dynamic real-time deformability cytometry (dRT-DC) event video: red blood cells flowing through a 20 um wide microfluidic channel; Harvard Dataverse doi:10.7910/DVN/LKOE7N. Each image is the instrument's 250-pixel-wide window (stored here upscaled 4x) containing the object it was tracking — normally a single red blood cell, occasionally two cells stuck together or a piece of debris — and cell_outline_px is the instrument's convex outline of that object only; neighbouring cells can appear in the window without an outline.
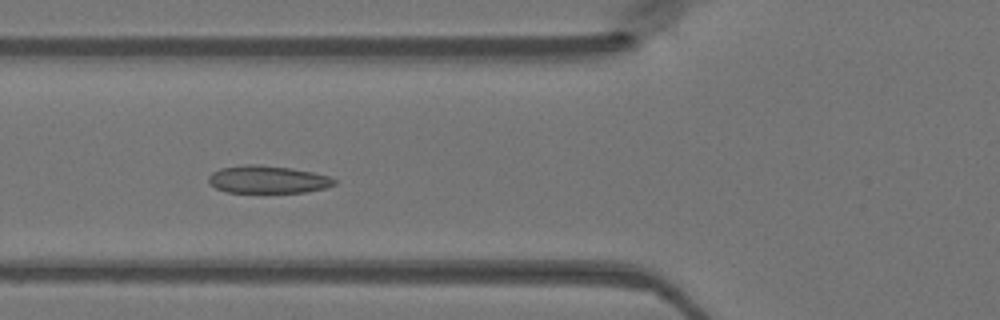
{"species": "Egyptian fruit bat (a non-hibernating species)", "species_latin": "Rousettus aegyptiacus", "temperature_condition": "warm", "stored_images_in_passage": 48, "camera_frame_rate_fps": 3000, "um_per_image_px": 0.085, "animal": {"sex": "female"}, "frame": {"image": 1, "passage_image": 18, "time_ms": 5.667, "image_size_px": [1000, 320], "cell_outline_px": [[336, 184], [324, 188], [304, 192], [228, 192], [216, 188], [208, 180], [208, 176], [212, 172], [220, 168], [244, 164], [260, 164], [292, 168], [312, 172], [328, 176], [336, 180]], "centroid_in_image_um": [22.74, 15.24], "position_along_channel_um": 103.1, "area_um2": 20.17}}
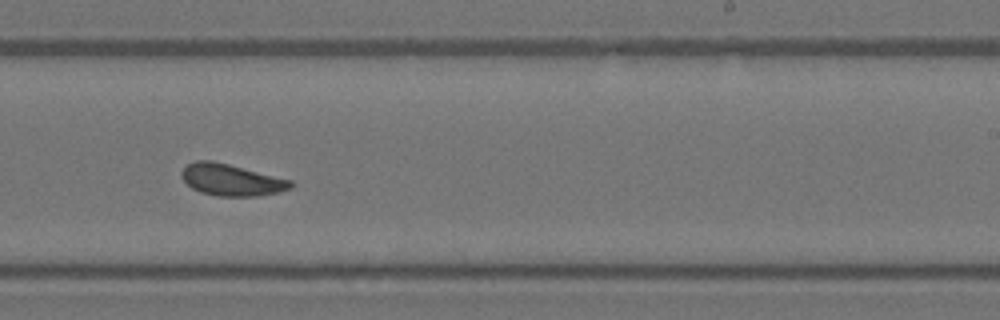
{"frame": {"image": 2, "passage_image": 30, "time_ms": 9.667, "image_size_px": [1000, 320], "cell_outline_px": [[296, 184], [292, 188], [280, 192], [256, 196], [220, 196], [200, 192], [192, 188], [180, 176], [180, 172], [188, 164], [196, 160], [212, 160], [292, 180]], "centroid_in_image_um": [19.69, 15.29], "position_along_channel_um": 269.3, "area_um2": 20.17}}
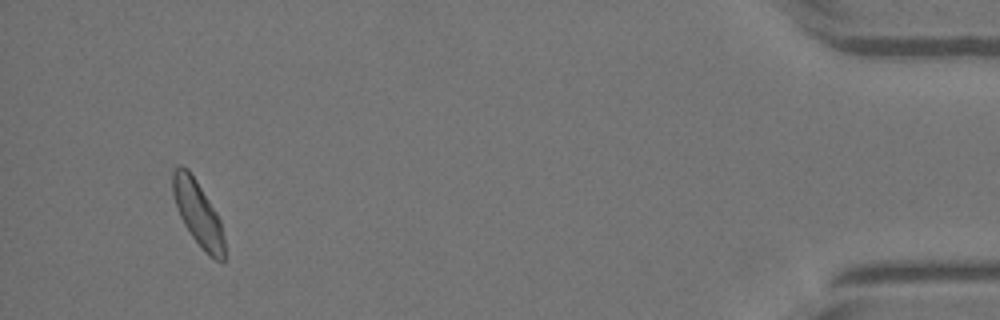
{"frame": {"image": 3, "passage_image": 46, "time_ms": 15.0, "image_size_px": [1000, 320], "cell_outline_px": [[224, 264], [216, 260], [204, 252], [192, 236], [184, 224], [180, 216], [172, 192], [172, 172], [180, 164], [188, 168], [196, 180], [216, 212], [220, 220], [224, 240]], "centroid_in_image_um": [16.82, 18.14], "position_along_channel_um": 418.4, "area_um2": 19.36}}